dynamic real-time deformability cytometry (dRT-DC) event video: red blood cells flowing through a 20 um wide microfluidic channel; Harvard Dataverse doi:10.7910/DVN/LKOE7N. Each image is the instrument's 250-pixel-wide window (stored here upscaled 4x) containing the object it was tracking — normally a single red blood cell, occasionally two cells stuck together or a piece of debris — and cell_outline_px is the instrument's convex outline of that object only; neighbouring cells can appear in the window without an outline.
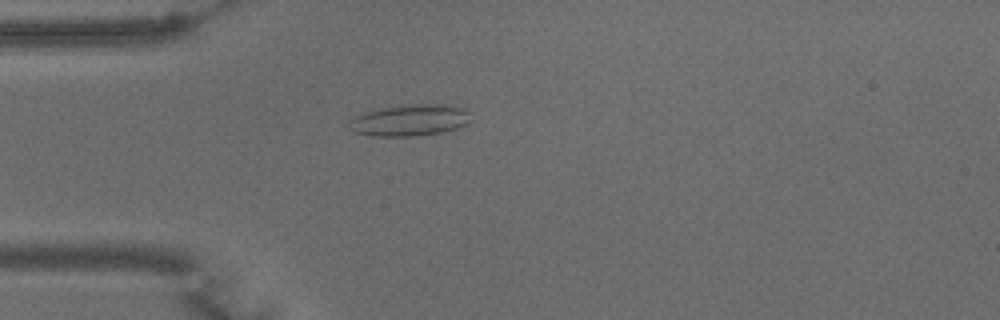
{"species": "common noctule bat (a hibernating species)", "species_latin": "Nyctalus noctula", "temperature_condition": "warm", "stored_images_in_passage": 49, "camera_frame_rate_fps": 3000, "um_per_image_px": 0.085, "animal": {"sex": "male", "body_mass_g": 15.6}, "frame": {"image": 1, "passage_image": 10, "time_ms": 3.0, "image_size_px": [1000, 320], "cell_outline_px": [[472, 120], [468, 124], [444, 132], [416, 136], [372, 136], [352, 132], [348, 128], [348, 120], [352, 116], [380, 108], [400, 104], [448, 104], [464, 108], [468, 112]], "centroid_in_image_um": [34.81, 10.21], "position_along_channel_um": 50.2, "area_um2": 22.95}}
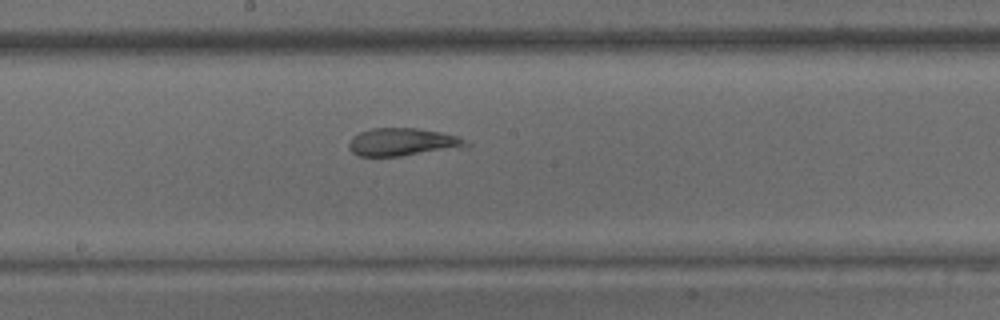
{"frame": {"image": 2, "passage_image": 24, "time_ms": 7.667, "image_size_px": [1000, 320], "cell_outline_px": [[472, 144], [460, 148], [400, 156], [360, 156], [352, 152], [348, 148], [348, 144], [352, 136], [360, 132], [372, 128], [416, 128], [440, 132], [460, 136]], "centroid_in_image_um": [34.23, 12.07], "position_along_channel_um": 214.0, "area_um2": 19.07}}
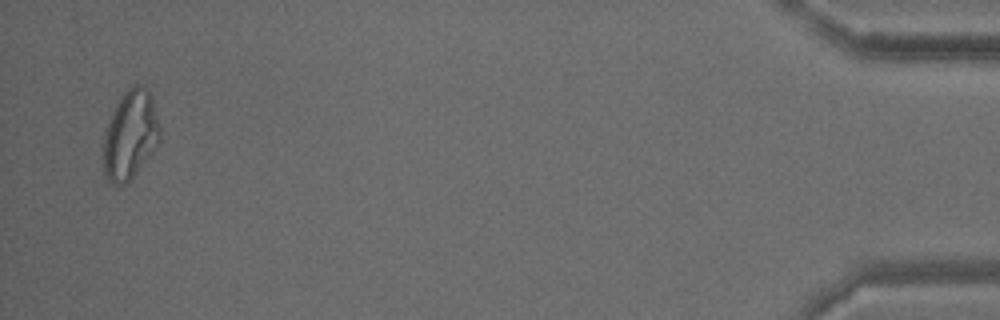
{"frame": {"image": 3, "passage_image": 48, "time_ms": 15.667, "image_size_px": [1000, 320], "cell_outline_px": [[160, 140], [156, 148], [136, 172], [124, 184], [112, 184], [108, 180], [104, 172], [100, 156], [104, 136], [112, 112], [120, 96], [132, 84], [144, 84], [148, 88], [152, 96], [160, 128]], "centroid_in_image_um": [11.05, 11.44], "position_along_channel_um": 424.1, "area_um2": 29.65}, "authors_computed_cell_mechanics": {"area_um2": 21.3282, "velocity_mm_per_s": 3.7054, "shape_relaxation_time_tau1_ms": null, "shape_relaxation_time_tau2_ms": 1.6857, "deformation_change_tau1": null, "deformation_change_tau2": 0.0931}}